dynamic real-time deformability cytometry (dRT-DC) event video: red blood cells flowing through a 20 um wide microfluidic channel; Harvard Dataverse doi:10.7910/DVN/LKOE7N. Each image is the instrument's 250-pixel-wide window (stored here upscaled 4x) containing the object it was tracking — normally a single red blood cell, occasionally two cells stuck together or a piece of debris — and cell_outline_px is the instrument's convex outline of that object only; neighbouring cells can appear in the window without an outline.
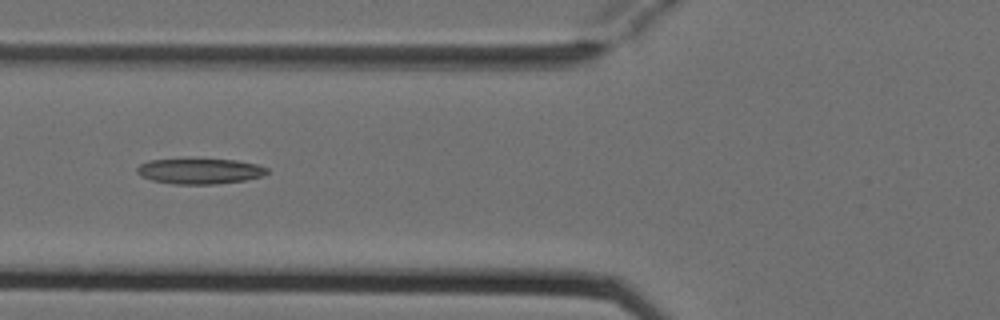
{"species": "Egyptian fruit bat (a non-hibernating species)", "species_latin": "Rousettus aegyptiacus", "temperature_condition": "cold", "stored_images_in_passage": 6, "camera_frame_rate_fps": 3000, "um_per_image_px": 0.085, "animal": {"sex": "female"}, "frame": {"image": 1, "passage_image": 6, "time_ms": 1.667, "image_size_px": [1000, 320], "cell_outline_px": [[268, 172], [260, 176], [244, 180], [216, 184], [172, 184], [152, 180], [140, 176], [136, 172], [136, 168], [140, 164], [148, 160], [236, 160], [256, 164], [268, 168]], "centroid_in_image_um": [16.94, 14.56], "position_along_channel_um": 108.9, "area_um2": 19.02}}